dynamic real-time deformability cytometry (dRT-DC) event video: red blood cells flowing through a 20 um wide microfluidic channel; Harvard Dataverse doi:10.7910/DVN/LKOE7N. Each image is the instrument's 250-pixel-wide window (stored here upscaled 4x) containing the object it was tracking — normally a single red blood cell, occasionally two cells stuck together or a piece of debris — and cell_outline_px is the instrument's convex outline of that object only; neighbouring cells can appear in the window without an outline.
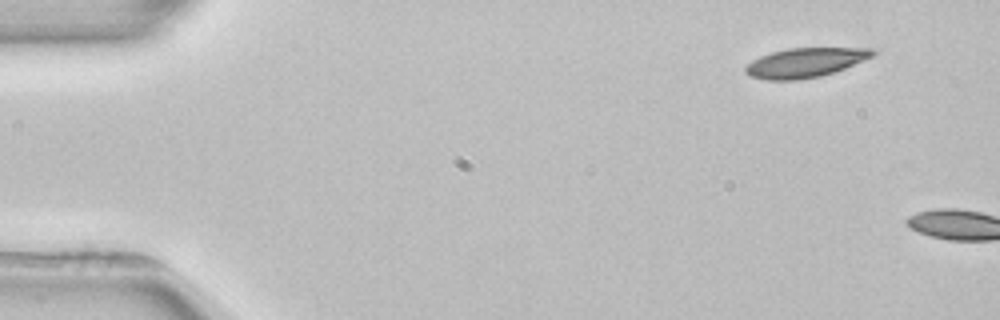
{"species": "common noctule bat (a hibernating species)", "species_latin": "Nyctalus noctula", "temperature_condition": "room temperature", "stored_images_in_passage": 2, "camera_frame_rate_fps": 3000, "um_per_image_px": 0.085, "animal": {"sex": "female", "body_mass_g": 22.7, "forearm_length_mm": 54.2}, "frame": {"image": 1, "passage_image": 1, "time_ms": 0.0, "image_size_px": [1000, 320], "cell_outline_px": [[876, 52], [872, 56], [844, 68], [820, 76], [796, 80], [768, 80], [752, 76], [744, 72], [744, 68], [752, 60], [760, 56], [772, 52], [788, 48], [876, 48]], "centroid_in_image_um": [68.42, 5.31], "position_along_channel_um": 16.6, "area_um2": 21.56}}